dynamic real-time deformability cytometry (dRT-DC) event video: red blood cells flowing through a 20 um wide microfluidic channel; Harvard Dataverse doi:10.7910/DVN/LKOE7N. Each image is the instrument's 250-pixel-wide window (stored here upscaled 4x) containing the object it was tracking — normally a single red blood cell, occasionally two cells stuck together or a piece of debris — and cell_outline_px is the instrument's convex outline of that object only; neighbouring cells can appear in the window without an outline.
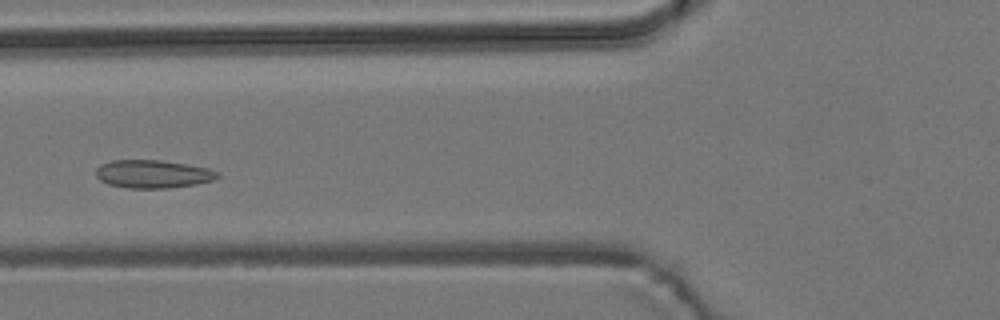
{"species": "common noctule bat (a hibernating species)", "species_latin": "Nyctalus noctula", "temperature_condition": "room temperature", "stored_images_in_passage": 46, "camera_frame_rate_fps": 3000, "um_per_image_px": 0.085, "animal": {"sex": "male", "body_mass_g": 19.2, "forearm_length_mm": 51.8}, "frame": {"image": 1, "passage_image": 12, "time_ms": 3.667, "image_size_px": [1000, 320], "cell_outline_px": [[220, 176], [212, 180], [196, 184], [168, 188], [128, 188], [108, 184], [100, 180], [96, 176], [96, 168], [100, 164], [112, 160], [160, 160], [208, 168], [220, 172]], "centroid_in_image_um": [12.98, 14.79], "position_along_channel_um": 112.8, "area_um2": 19.88}}
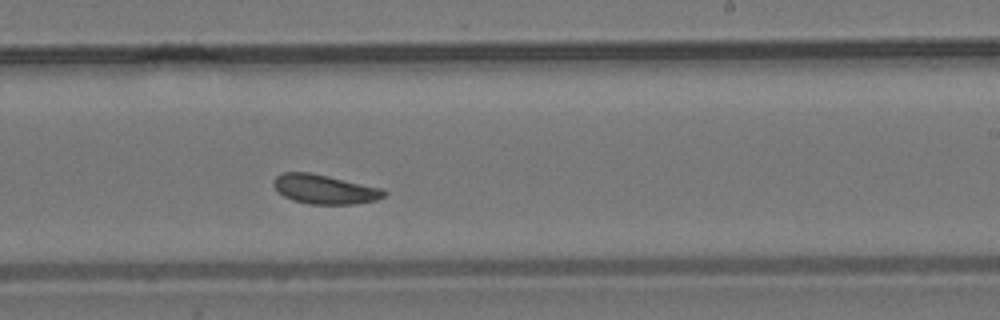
{"frame": {"image": 2, "passage_image": 24, "time_ms": 7.667, "image_size_px": [1000, 320], "cell_outline_px": [[388, 192], [384, 196], [376, 200], [356, 204], [308, 204], [292, 200], [284, 196], [272, 184], [272, 180], [280, 172], [308, 172], [328, 176], [380, 188]], "centroid_in_image_um": [27.55, 16.09], "position_along_channel_um": 261.4, "area_um2": 18.79}}
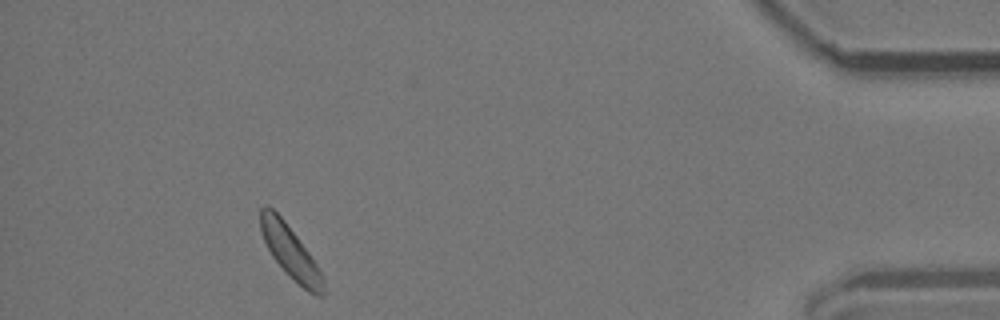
{"frame": {"image": 3, "passage_image": 41, "time_ms": 13.333, "image_size_px": [1000, 320], "cell_outline_px": [[324, 296], [316, 296], [308, 292], [272, 256], [264, 240], [260, 228], [260, 208], [264, 204], [268, 204], [284, 220], [308, 252], [324, 276]], "centroid_in_image_um": [24.68, 21.38], "position_along_channel_um": 410.5, "area_um2": 18.67}, "authors_computed_cell_mechanics": {"area_um2": 19.1318, "velocity_mm_per_s": 3.7219, "shape_relaxation_time_tau1_ms": 2.7301, "shape_relaxation_time_tau2_ms": 5.1337, "deformation_change_tau1": 0.0721, "deformation_change_tau2": 0.0762}}